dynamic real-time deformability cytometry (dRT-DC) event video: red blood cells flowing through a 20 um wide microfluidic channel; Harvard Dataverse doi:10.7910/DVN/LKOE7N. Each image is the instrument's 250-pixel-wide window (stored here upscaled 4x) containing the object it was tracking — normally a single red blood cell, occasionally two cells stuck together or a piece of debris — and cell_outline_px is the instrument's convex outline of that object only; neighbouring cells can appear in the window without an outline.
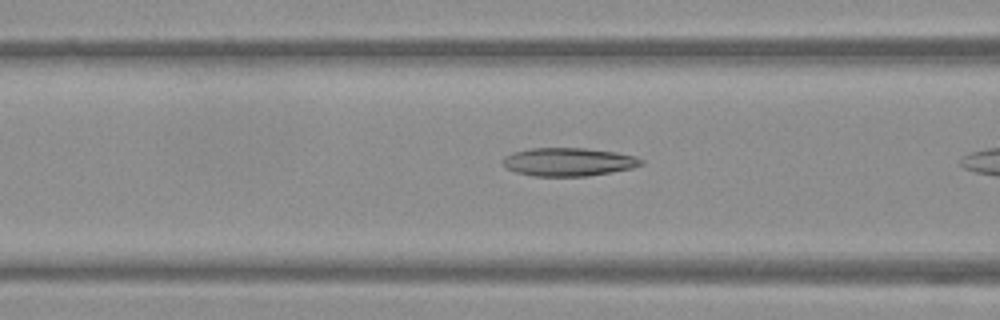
{"species": "Egyptian fruit bat (a non-hibernating species)", "species_latin": "Rousettus aegyptiacus", "temperature_condition": "warm", "stored_images_in_passage": 7, "camera_frame_rate_fps": 3000, "um_per_image_px": 0.085, "frame": {"image": 1, "passage_image": 6, "time_ms": 1.667, "image_size_px": [1000, 320], "cell_outline_px": [[644, 164], [632, 168], [612, 172], [588, 176], [532, 176], [516, 172], [504, 168], [500, 164], [500, 160], [504, 156], [512, 152], [532, 148], [584, 148], [616, 152], [636, 156], [644, 160]], "centroid_in_image_um": [48.28, 13.76], "position_along_channel_um": 118.3, "area_um2": 23.18}}